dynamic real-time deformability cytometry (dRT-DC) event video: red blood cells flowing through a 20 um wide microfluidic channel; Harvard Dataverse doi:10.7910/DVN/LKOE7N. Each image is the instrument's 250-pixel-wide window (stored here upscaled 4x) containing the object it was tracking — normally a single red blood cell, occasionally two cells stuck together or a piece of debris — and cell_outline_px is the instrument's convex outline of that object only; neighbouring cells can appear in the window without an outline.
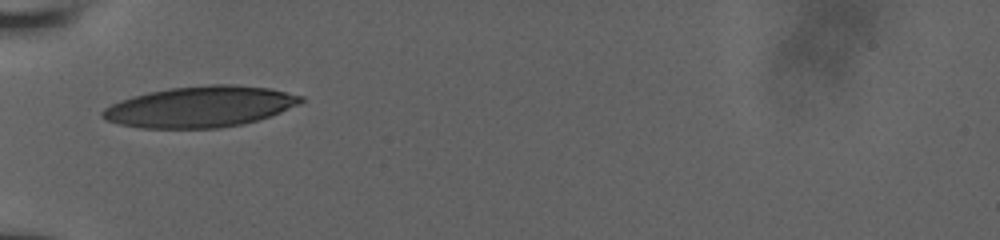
{"species": "human", "species_latin": "Homo sapiens", "temperature_condition": "room temperature", "stored_images_in_passage": 41, "camera_frame_rate_fps": 3000, "um_per_image_px": 0.085, "donor": {"sex": "male"}, "frame": {"image": 1, "passage_image": 1, "time_ms": 0.0, "image_size_px": [1000, 240], "cell_outline_px": [[304, 100], [300, 104], [280, 112], [244, 124], [220, 128], [140, 128], [120, 124], [104, 120], [100, 116], [100, 112], [104, 108], [120, 100], [132, 96], [148, 92], [172, 88], [212, 84], [232, 84], [272, 88], [304, 96]], "centroid_in_image_um": [17.01, 9.07], "position_along_channel_um": 68.0, "area_um2": 47.51}}
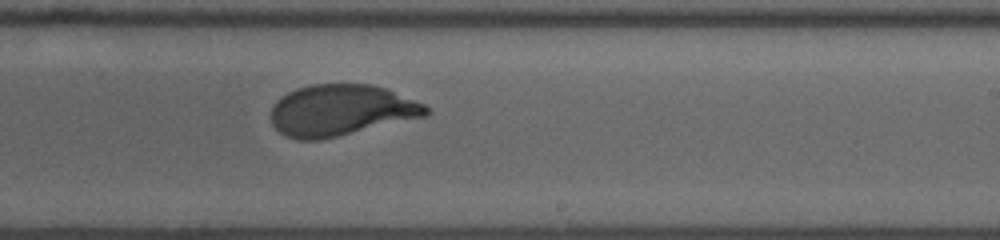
{"frame": {"image": 2, "passage_image": 23, "time_ms": 5.0, "image_size_px": [1000, 240], "cell_outline_px": [[432, 112], [424, 116], [320, 140], [300, 140], [284, 136], [272, 124], [272, 108], [276, 100], [280, 96], [296, 88], [312, 84], [372, 84], [388, 88], [424, 104]], "centroid_in_image_um": [28.97, 9.36], "position_along_channel_um": 260.0, "area_um2": 46.24}}
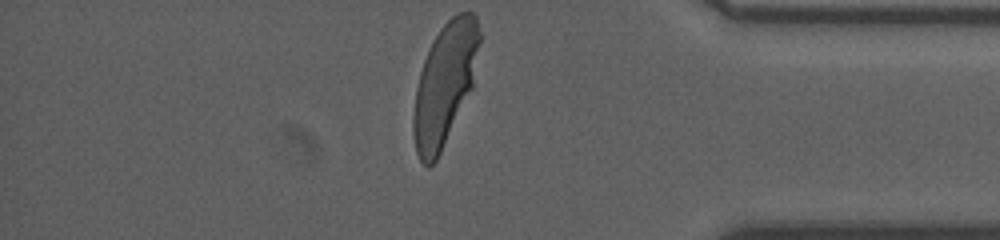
{"frame": {"image": 3, "passage_image": 40, "time_ms": 9.0, "image_size_px": [1000, 240], "cell_outline_px": [[480, 40], [472, 88], [436, 160], [428, 168], [420, 160], [416, 152], [412, 132], [412, 120], [416, 88], [420, 72], [424, 60], [440, 28], [456, 12], [472, 12], [476, 16], [480, 32]], "centroid_in_image_um": [37.79, 7.15], "position_along_channel_um": 397.4, "area_um2": 46.41}}